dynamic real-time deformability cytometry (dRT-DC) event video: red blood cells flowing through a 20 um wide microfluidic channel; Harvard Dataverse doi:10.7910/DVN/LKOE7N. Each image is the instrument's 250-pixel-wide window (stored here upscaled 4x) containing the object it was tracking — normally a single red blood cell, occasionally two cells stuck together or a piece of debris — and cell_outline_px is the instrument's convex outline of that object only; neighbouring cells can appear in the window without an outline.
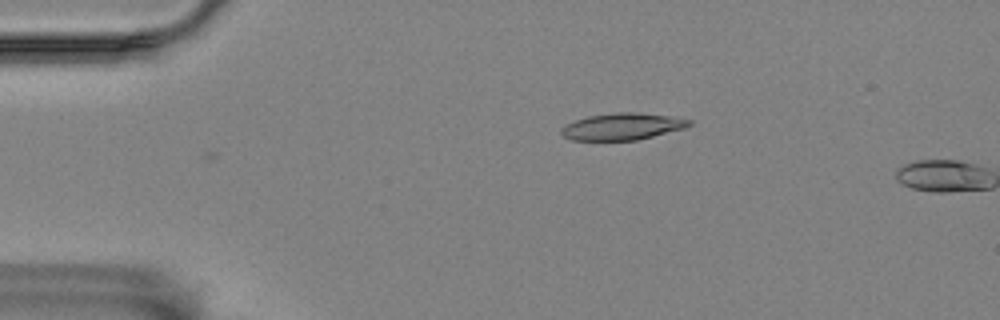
{"species": "Egyptian fruit bat (a non-hibernating species)", "species_latin": "Rousettus aegyptiacus", "temperature_condition": "room temperature", "stored_images_in_passage": 2, "camera_frame_rate_fps": 3000, "um_per_image_px": 0.085, "animal": {"sex": "female"}, "frame": {"image": 1, "passage_image": 2, "time_ms": 0.333, "image_size_px": [1000, 320], "cell_outline_px": [[692, 124], [684, 128], [636, 140], [572, 140], [564, 136], [560, 132], [560, 128], [576, 120], [588, 116], [612, 112], [640, 112], [668, 116], [692, 120]], "centroid_in_image_um": [52.89, 10.74], "position_along_channel_um": 32.1, "area_um2": 19.83}}